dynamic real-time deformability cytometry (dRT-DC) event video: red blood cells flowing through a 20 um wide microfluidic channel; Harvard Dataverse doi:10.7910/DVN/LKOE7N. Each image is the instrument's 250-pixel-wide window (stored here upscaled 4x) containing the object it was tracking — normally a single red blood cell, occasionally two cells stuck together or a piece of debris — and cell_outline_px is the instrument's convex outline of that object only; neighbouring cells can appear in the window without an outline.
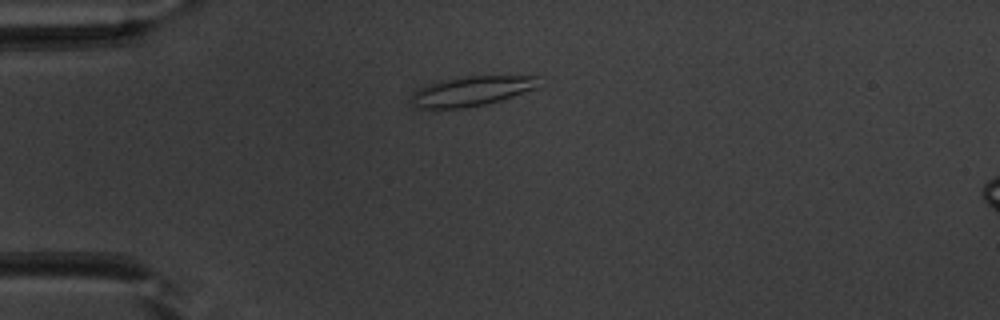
{"species": "common noctule bat (a hibernating species)", "species_latin": "Nyctalus noctula", "temperature_condition": "warm", "stored_images_in_passage": 43, "camera_frame_rate_fps": 3000, "um_per_image_px": 0.085, "animal": {"sex": "male", "body_mass_g": 20.1, "forearm_length_mm": 53.5}, "frame": {"image": 1, "passage_image": 5, "time_ms": 1.333, "image_size_px": [1000, 320], "cell_outline_px": [[544, 84], [536, 88], [500, 100], [484, 104], [464, 108], [420, 108], [412, 100], [412, 96], [420, 88], [440, 80], [460, 76], [540, 76]], "centroid_in_image_um": [40.19, 7.71], "position_along_channel_um": 44.8, "area_um2": 21.91}}
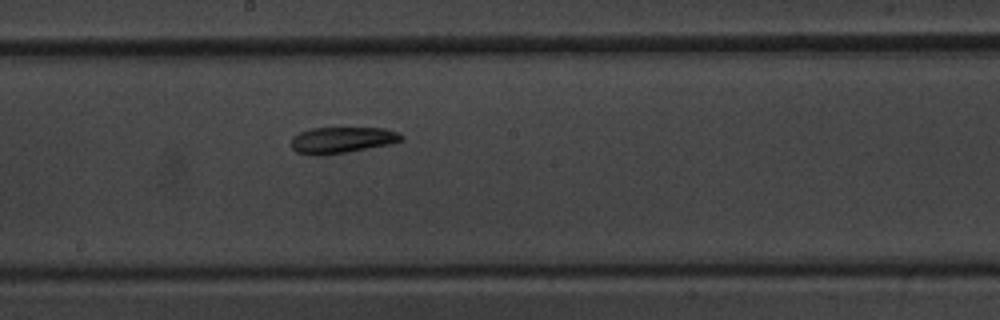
{"frame": {"image": 2, "passage_image": 20, "time_ms": 6.333, "image_size_px": [1000, 320], "cell_outline_px": [[404, 140], [388, 144], [344, 152], [320, 156], [316, 156], [296, 152], [292, 148], [292, 136], [300, 132], [312, 128], [384, 128], [400, 132], [404, 136]], "centroid_in_image_um": [29.07, 11.89], "position_along_channel_um": 219.1, "area_um2": 16.76}}
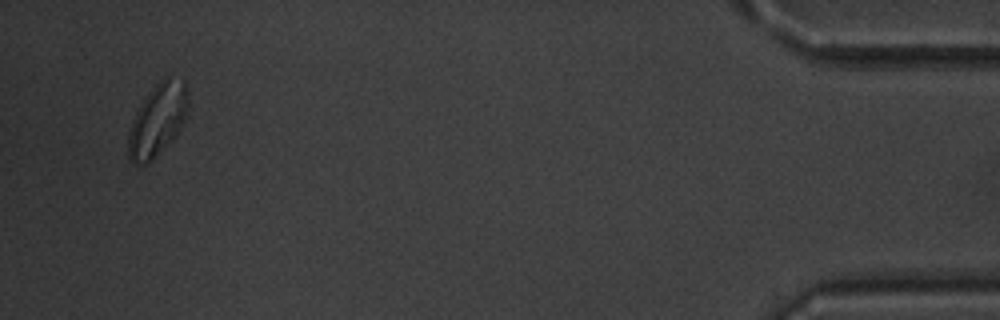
{"frame": {"image": 3, "passage_image": 41, "time_ms": 13.333, "image_size_px": [1000, 320], "cell_outline_px": [[188, 112], [184, 124], [172, 140], [148, 164], [132, 164], [128, 160], [128, 132], [132, 120], [140, 104], [148, 92], [164, 76], [168, 76], [184, 80], [188, 88]], "centroid_in_image_um": [13.41, 10.18], "position_along_channel_um": 421.8, "area_um2": 25.72}, "authors_computed_cell_mechanics": {"area_um2": 18.207, "velocity_mm_per_s": 3.9548, "shape_relaxation_time_tau1_ms": 4.4917, "shape_relaxation_time_tau2_ms": 4.3177, "deformation_change_tau1": 0.1368, "deformation_change_tau2": 0.1201}}